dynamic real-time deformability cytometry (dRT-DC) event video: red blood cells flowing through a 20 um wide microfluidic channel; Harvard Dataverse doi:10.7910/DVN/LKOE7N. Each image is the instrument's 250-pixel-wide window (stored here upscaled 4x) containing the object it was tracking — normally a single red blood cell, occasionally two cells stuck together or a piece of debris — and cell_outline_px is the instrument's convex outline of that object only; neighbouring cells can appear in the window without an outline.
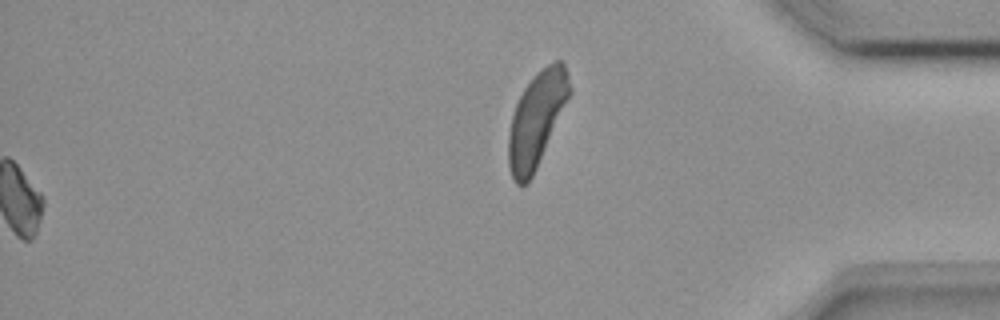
{"species": "common noctule bat (a hibernating species)", "species_latin": "Nyctalus noctula", "temperature_condition": "room temperature", "stored_images_in_passage": 42, "segment_of_instrument_passage": [2, 2], "camera_frame_rate_fps": 3000, "um_per_image_px": 0.085, "animal": {"sex": "female", "body_mass_g": 18.4}, "frame": {"image": 1, "passage_image": 42, "time_ms": 13.667, "image_size_px": [1000, 320], "cell_outline_px": [[572, 92], [536, 168], [532, 176], [524, 184], [516, 184], [508, 168], [508, 136], [512, 116], [516, 104], [524, 88], [536, 72], [540, 68], [556, 60], [564, 60], [572, 88]], "centroid_in_image_um": [45.63, 10.08], "position_along_channel_um": 389.6, "area_um2": 33.52}}